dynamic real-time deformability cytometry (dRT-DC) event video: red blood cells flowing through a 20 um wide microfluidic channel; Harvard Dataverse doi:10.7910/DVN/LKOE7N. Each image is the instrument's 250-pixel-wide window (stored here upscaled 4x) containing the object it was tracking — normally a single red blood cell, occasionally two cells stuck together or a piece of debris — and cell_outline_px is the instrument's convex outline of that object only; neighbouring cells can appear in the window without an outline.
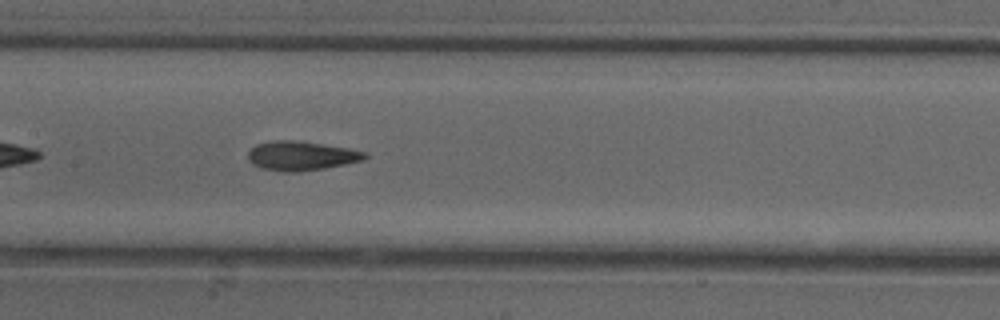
{"species": "common noctule bat (a hibernating species)", "species_latin": "Nyctalus noctula", "temperature_condition": "cold", "stored_images_in_passage": 7, "camera_frame_rate_fps": 3000, "um_per_image_px": 0.085, "animal": {"sex": "female"}, "frame": {"image": 1, "passage_image": 7, "time_ms": 2.0, "image_size_px": [1000, 320], "cell_outline_px": [[368, 156], [364, 160], [324, 168], [300, 172], [284, 172], [260, 168], [252, 164], [248, 160], [248, 152], [256, 144], [272, 140], [296, 140], [348, 148], [364, 152]], "centroid_in_image_um": [25.56, 13.25], "position_along_channel_um": 181.8, "area_um2": 19.94}}